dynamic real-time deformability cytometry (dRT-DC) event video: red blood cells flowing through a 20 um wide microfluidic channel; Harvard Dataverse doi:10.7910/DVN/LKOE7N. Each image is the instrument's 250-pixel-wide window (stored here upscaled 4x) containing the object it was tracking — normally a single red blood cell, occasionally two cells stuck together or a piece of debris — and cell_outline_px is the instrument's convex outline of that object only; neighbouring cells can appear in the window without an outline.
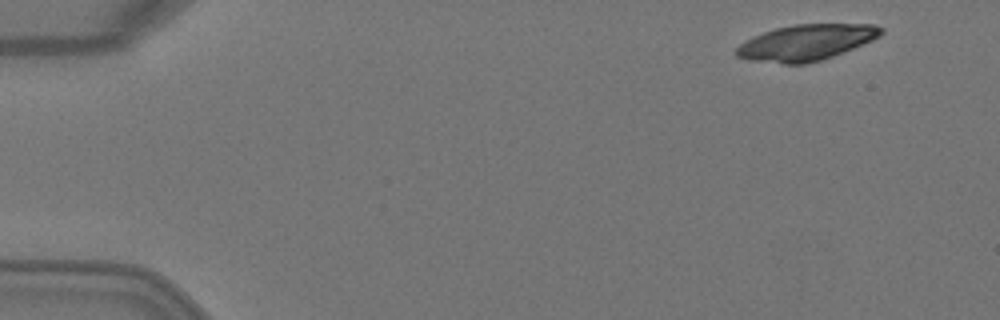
{"species": "Egyptian fruit bat (a non-hibernating species)", "species_latin": "Rousettus aegyptiacus", "temperature_condition": "warm", "stored_images_in_passage": 3, "camera_frame_rate_fps": 3000, "um_per_image_px": 0.085, "animal": {"sex": "female"}, "frame": {"image": 1, "passage_image": 1, "time_ms": 0.0, "image_size_px": [1000, 320], "cell_outline_px": [[884, 32], [880, 36], [872, 40], [832, 56], [820, 60], [804, 64], [784, 64], [748, 60], [736, 56], [732, 52], [740, 44], [752, 36], [776, 28], [796, 24], [876, 24], [884, 28]], "centroid_in_image_um": [68.49, 3.61], "position_along_channel_um": 16.5, "area_um2": 30.29}}